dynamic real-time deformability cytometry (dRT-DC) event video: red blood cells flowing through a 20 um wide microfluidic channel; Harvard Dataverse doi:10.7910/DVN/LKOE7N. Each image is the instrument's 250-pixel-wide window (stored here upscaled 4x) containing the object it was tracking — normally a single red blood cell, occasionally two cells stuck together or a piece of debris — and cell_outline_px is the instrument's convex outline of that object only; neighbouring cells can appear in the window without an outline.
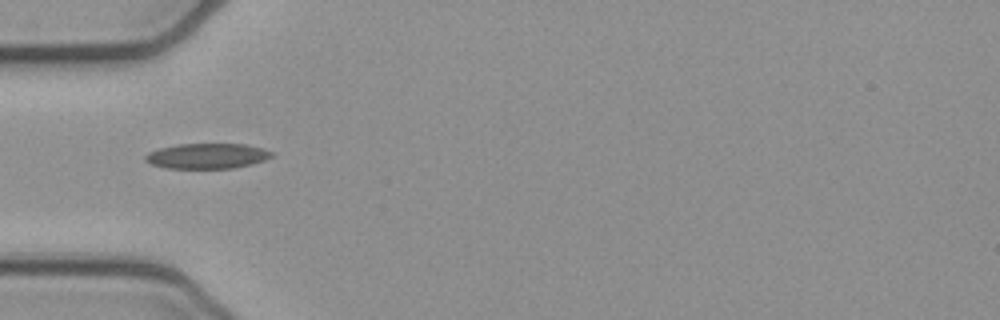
{"species": "common noctule bat (a hibernating species)", "species_latin": "Nyctalus noctula", "temperature_condition": "cold", "stored_images_in_passage": 36, "camera_frame_rate_fps": 3000, "um_per_image_px": 0.085, "animal": {"sex": "female", "body_mass_g": 21.9}, "frame": {"image": 1, "passage_image": 1, "time_ms": 0.0, "image_size_px": [1000, 320], "cell_outline_px": [[272, 156], [264, 160], [252, 164], [232, 168], [164, 168], [152, 164], [144, 160], [144, 156], [148, 152], [160, 148], [176, 144], [244, 144], [264, 148], [272, 152]], "centroid_in_image_um": [17.58, 13.25], "position_along_channel_um": 67.4, "area_um2": 18.61}}
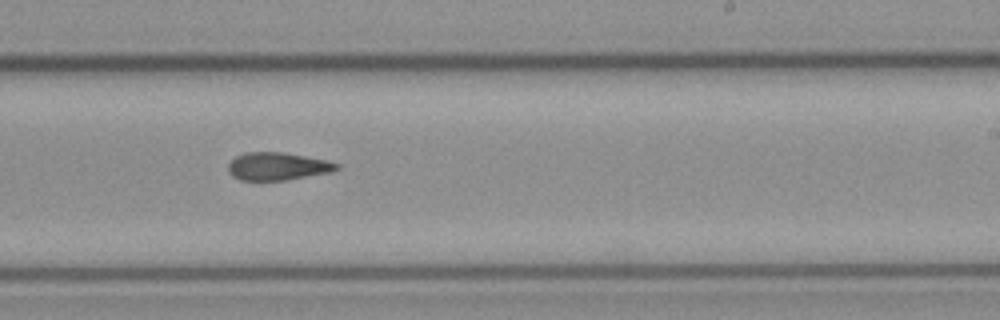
{"frame": {"image": 2, "passage_image": 16, "time_ms": 5.0, "image_size_px": [1000, 320], "cell_outline_px": [[340, 168], [332, 172], [288, 180], [240, 180], [232, 176], [228, 172], [228, 164], [236, 156], [244, 152], [284, 152], [328, 160], [340, 164]], "centroid_in_image_um": [23.62, 14.13], "position_along_channel_um": 265.4, "area_um2": 17.8}}
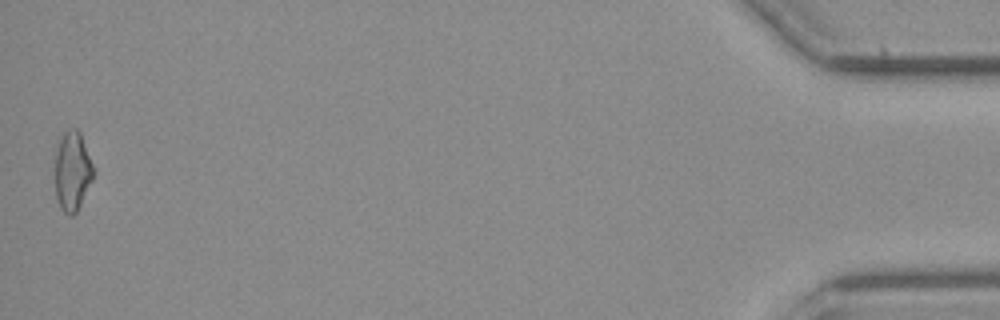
{"frame": {"image": 3, "passage_image": 36, "time_ms": 11.667, "image_size_px": [1000, 320], "cell_outline_px": [[96, 172], [76, 212], [72, 216], [68, 216], [60, 208], [56, 196], [56, 152], [60, 140], [64, 132], [68, 128], [76, 128], [80, 132]], "centroid_in_image_um": [6.17, 14.55], "position_along_channel_um": 429.0, "area_um2": 17.63}, "authors_computed_cell_mechanics": {"area_um2": 17.8313, "velocity_mm_per_s": 3.9336, "shape_relaxation_time_tau1_ms": null, "shape_relaxation_time_tau2_ms": 3.9946, "deformation_change_tau1": null, "deformation_change_tau2": 0.1211}}